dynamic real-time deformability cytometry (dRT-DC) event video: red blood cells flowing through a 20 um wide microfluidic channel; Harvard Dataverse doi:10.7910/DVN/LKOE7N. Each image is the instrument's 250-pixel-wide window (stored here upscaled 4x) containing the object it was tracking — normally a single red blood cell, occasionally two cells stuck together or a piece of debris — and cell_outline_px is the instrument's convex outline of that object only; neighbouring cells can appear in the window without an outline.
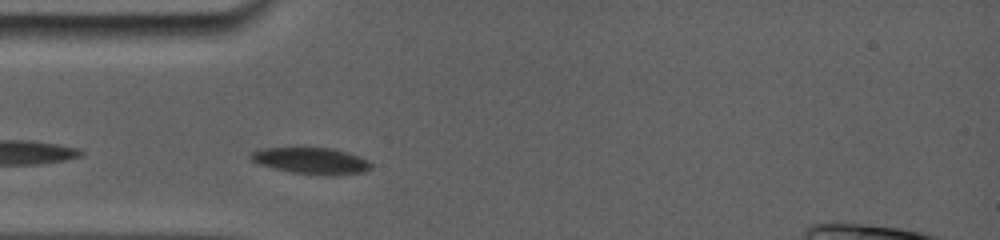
{"species": "common noctule bat (a hibernating species)", "species_latin": "Nyctalus noctula", "temperature_condition": "room temperature", "stored_images_in_passage": 52, "camera_frame_rate_fps": 5000, "um_per_image_px": 0.085, "animal": {"sex": "female", "body_mass_g": 19.0, "forearm_length_mm": 56.7}, "frame": {"image": 1, "passage_image": 5, "time_ms": 0.8, "image_size_px": [1000, 240], "cell_outline_px": [[372, 168], [364, 172], [340, 176], [324, 176], [292, 172], [272, 168], [260, 164], [252, 160], [248, 156], [252, 152], [264, 148], [328, 148], [344, 152], [368, 160], [372, 164]], "centroid_in_image_um": [26.48, 13.7], "position_along_channel_um": 58.5, "area_um2": 18.5}}
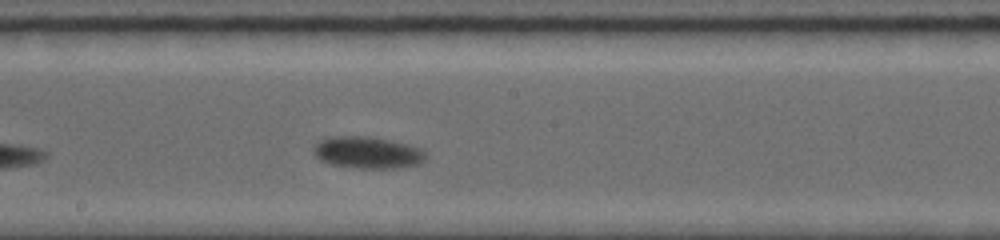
{"frame": {"image": 2, "passage_image": 26, "time_ms": 5.2, "image_size_px": [1000, 240], "cell_outline_px": [[424, 156], [416, 164], [400, 168], [352, 168], [332, 164], [320, 160], [312, 152], [312, 148], [320, 140], [332, 136], [360, 136], [384, 140], [404, 144], [416, 148], [424, 152]], "centroid_in_image_um": [31.11, 12.98], "position_along_channel_um": 217.1, "area_um2": 20.17}}
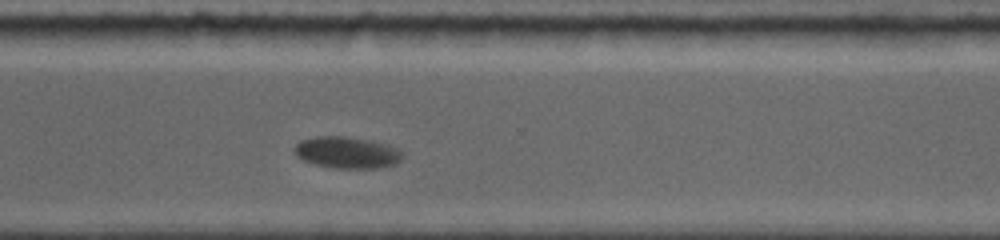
{"frame": {"image": 3, "passage_image": 44, "time_ms": 8.6, "image_size_px": [1000, 240], "cell_outline_px": [[404, 156], [396, 164], [376, 168], [336, 168], [316, 164], [304, 160], [296, 156], [296, 144], [300, 140], [316, 136], [348, 136], [372, 140], [400, 148], [404, 152]], "centroid_in_image_um": [29.56, 12.95], "position_along_channel_um": 341.0, "area_um2": 20.06}, "authors_computed_cell_mechanics": {"area_um2": 19.9121, "velocity_mm_per_s": 3.6403, "shape_relaxation_time_tau1_ms": 4.7787, "shape_relaxation_time_tau2_ms": null, "deformation_change_tau1": 0.085, "deformation_change_tau2": null}}